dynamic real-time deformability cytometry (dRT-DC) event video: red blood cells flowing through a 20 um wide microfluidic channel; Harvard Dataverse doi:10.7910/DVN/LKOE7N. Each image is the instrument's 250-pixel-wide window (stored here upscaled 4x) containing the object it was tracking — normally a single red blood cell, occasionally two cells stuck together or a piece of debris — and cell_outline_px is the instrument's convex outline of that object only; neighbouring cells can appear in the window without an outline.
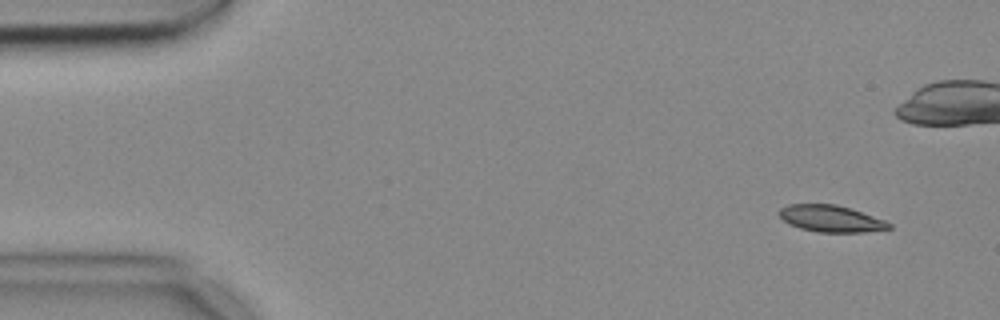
{"species": "common noctule bat (a hibernating species)", "species_latin": "Nyctalus noctula", "temperature_condition": "cold", "stored_images_in_passage": 5, "camera_frame_rate_fps": 3000, "um_per_image_px": 0.085, "animal": {"sex": "female", "body_mass_g": 18.4}, "frame": {"image": 1, "passage_image": 1, "time_ms": 0.0, "image_size_px": [1000, 320], "cell_outline_px": [[892, 228], [864, 232], [816, 232], [800, 228], [788, 224], [776, 212], [780, 208], [788, 204], [836, 204], [884, 220], [892, 224]], "centroid_in_image_um": [70.58, 18.58], "position_along_channel_um": 14.4, "area_um2": 16.99}}